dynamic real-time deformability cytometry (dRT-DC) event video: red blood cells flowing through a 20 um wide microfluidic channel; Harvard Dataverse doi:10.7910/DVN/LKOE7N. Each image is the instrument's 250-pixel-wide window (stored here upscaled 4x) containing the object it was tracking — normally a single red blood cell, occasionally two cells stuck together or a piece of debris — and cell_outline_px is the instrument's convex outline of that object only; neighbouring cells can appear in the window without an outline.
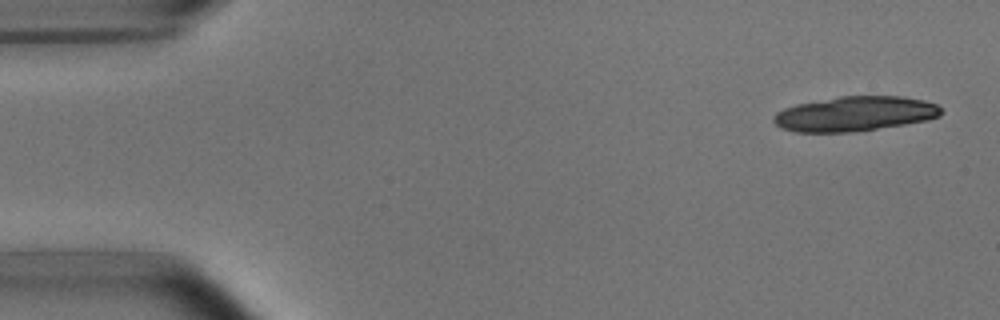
{"species": "common noctule bat (a hibernating species)", "species_latin": "Nyctalus noctula", "temperature_condition": "room temperature", "stored_images_in_passage": 4, "camera_frame_rate_fps": 3000, "um_per_image_px": 0.085, "animal": {"sex": "male", "body_mass_g": 15.6}, "frame": {"image": 1, "passage_image": 1, "time_ms": 0.0, "image_size_px": [1000, 320], "cell_outline_px": [[944, 112], [940, 116], [928, 120], [904, 124], [852, 132], [796, 132], [780, 128], [772, 120], [772, 116], [776, 112], [784, 108], [796, 104], [840, 96], [900, 96], [924, 100], [936, 104]], "centroid_in_image_um": [72.64, 9.67], "position_along_channel_um": 12.4, "area_um2": 34.04}}